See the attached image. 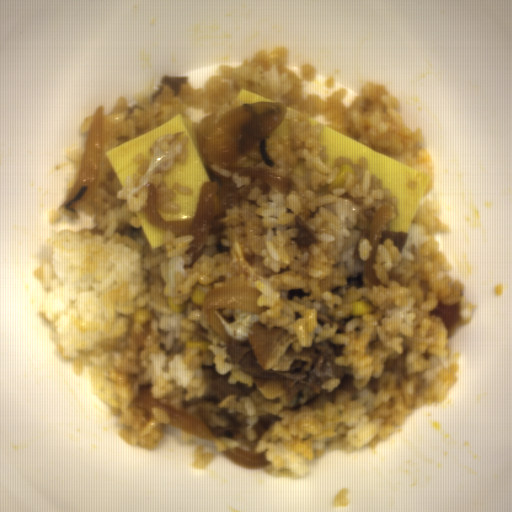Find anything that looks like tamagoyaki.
I'll return each instance as SVG.
<instances>
[{
  "label": "tamagoyaki",
  "mask_w": 512,
  "mask_h": 512,
  "mask_svg": "<svg viewBox=\"0 0 512 512\" xmlns=\"http://www.w3.org/2000/svg\"><path fill=\"white\" fill-rule=\"evenodd\" d=\"M242 103L243 102H269V99L253 94L246 90H241L236 96Z\"/></svg>",
  "instance_id": "5b053a60"
},
{
  "label": "tamagoyaki",
  "mask_w": 512,
  "mask_h": 512,
  "mask_svg": "<svg viewBox=\"0 0 512 512\" xmlns=\"http://www.w3.org/2000/svg\"><path fill=\"white\" fill-rule=\"evenodd\" d=\"M183 131L189 139L185 162L175 163L163 177L167 186L179 183L187 186L190 194H177L178 213H162L165 219L182 220L194 217L198 196L205 182L211 181L199 151L182 115H175L162 125L106 151L105 156L118 181L123 186L126 178L138 172L137 154L148 157L151 145L164 135Z\"/></svg>",
  "instance_id": "81b7327e"
},
{
  "label": "tamagoyaki",
  "mask_w": 512,
  "mask_h": 512,
  "mask_svg": "<svg viewBox=\"0 0 512 512\" xmlns=\"http://www.w3.org/2000/svg\"><path fill=\"white\" fill-rule=\"evenodd\" d=\"M152 248L165 245V231L150 224L146 216L142 212L136 214Z\"/></svg>",
  "instance_id": "9680ed9f"
},
{
  "label": "tamagoyaki",
  "mask_w": 512,
  "mask_h": 512,
  "mask_svg": "<svg viewBox=\"0 0 512 512\" xmlns=\"http://www.w3.org/2000/svg\"><path fill=\"white\" fill-rule=\"evenodd\" d=\"M319 143L328 149L326 166L329 168L334 167L338 156L351 158L353 164H358L359 159L364 158L368 173L379 178L382 186L390 188L392 196L397 197L399 214L392 219L390 228L409 233L431 180L430 175L381 155L325 126Z\"/></svg>",
  "instance_id": "833754b4"
}]
</instances>
